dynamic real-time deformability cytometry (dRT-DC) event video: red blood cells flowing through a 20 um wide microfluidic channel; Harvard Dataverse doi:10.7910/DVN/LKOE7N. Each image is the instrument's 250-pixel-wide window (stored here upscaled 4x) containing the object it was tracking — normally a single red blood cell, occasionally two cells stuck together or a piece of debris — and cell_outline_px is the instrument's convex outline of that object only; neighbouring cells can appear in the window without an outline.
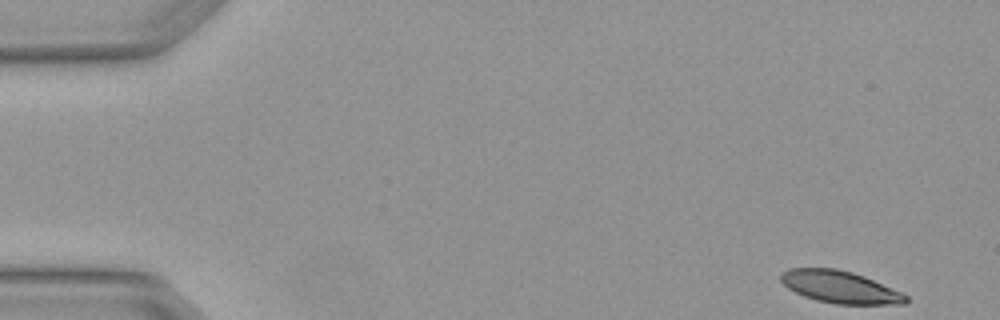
{"species": "Egyptian fruit bat (a non-hibernating species)", "species_latin": "Rousettus aegyptiacus", "temperature_condition": "warm", "stored_images_in_passage": 4, "camera_frame_rate_fps": 3000, "um_per_image_px": 0.085, "animal": {"sex": "female"}, "frame": {"image": 1, "passage_image": 1, "time_ms": 0.0, "image_size_px": [1000, 320], "cell_outline_px": [[908, 300], [904, 304], [836, 304], [816, 300], [804, 296], [788, 288], [780, 280], [780, 272], [788, 268], [836, 268], [852, 272], [864, 276], [900, 292], [908, 296]], "centroid_in_image_um": [71.36, 24.39], "position_along_channel_um": 13.6, "area_um2": 23.35}}
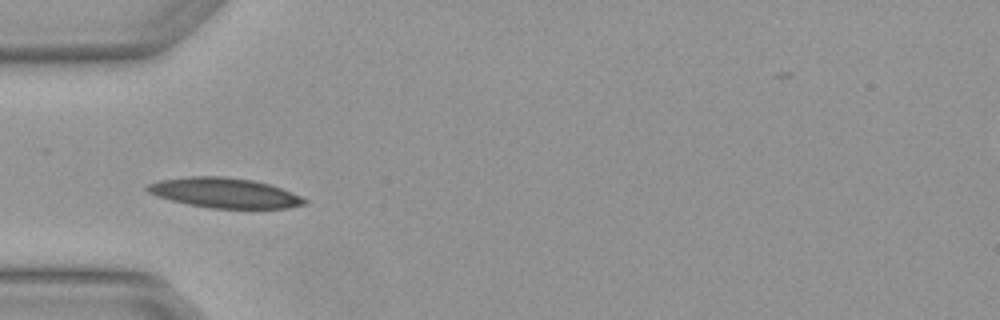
{"frame": {"image": 2, "passage_image": 4, "time_ms": 1.0, "image_size_px": [1000, 320], "cell_outline_px": [[308, 204], [288, 208], [208, 208], [188, 204], [172, 200], [148, 192], [144, 188], [148, 184], [160, 180], [192, 176], [220, 176], [252, 180], [268, 184], [292, 192], [308, 200]], "centroid_in_image_um": [19.11, 16.4], "position_along_channel_um": 65.9, "area_um2": 27.22}}